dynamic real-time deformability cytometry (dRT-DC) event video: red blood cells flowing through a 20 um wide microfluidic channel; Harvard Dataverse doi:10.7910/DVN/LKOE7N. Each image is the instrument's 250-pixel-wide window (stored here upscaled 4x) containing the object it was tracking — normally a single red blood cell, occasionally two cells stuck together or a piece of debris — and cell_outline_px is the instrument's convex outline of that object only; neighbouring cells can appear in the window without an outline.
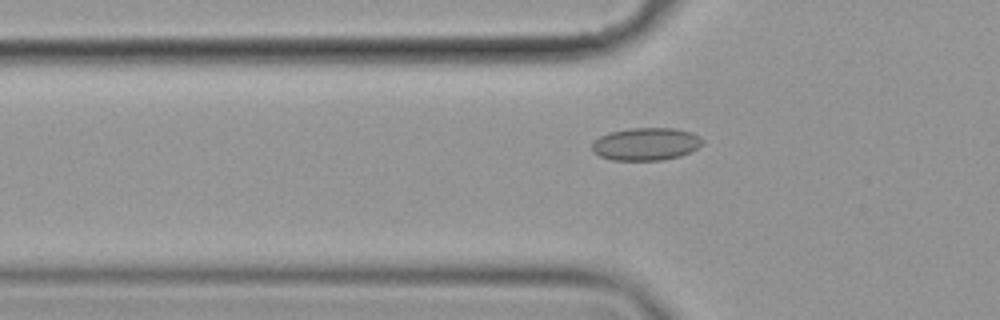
{"species": "common noctule bat (a hibernating species)", "species_latin": "Nyctalus noctula", "temperature_condition": "cold", "stored_images_in_passage": 54, "camera_frame_rate_fps": 3000, "um_per_image_px": 0.085, "animal": {"sex": "female", "body_mass_g": 19.9}, "frame": {"image": 1, "passage_image": 20, "time_ms": 6.333, "image_size_px": [1000, 320], "cell_outline_px": [[704, 144], [680, 156], [664, 160], [612, 160], [600, 156], [592, 152], [592, 144], [600, 136], [608, 132], [628, 128], [676, 128], [692, 132], [700, 136], [704, 140]], "centroid_in_image_um": [54.92, 12.23], "position_along_channel_um": 70.9, "area_um2": 21.21}}
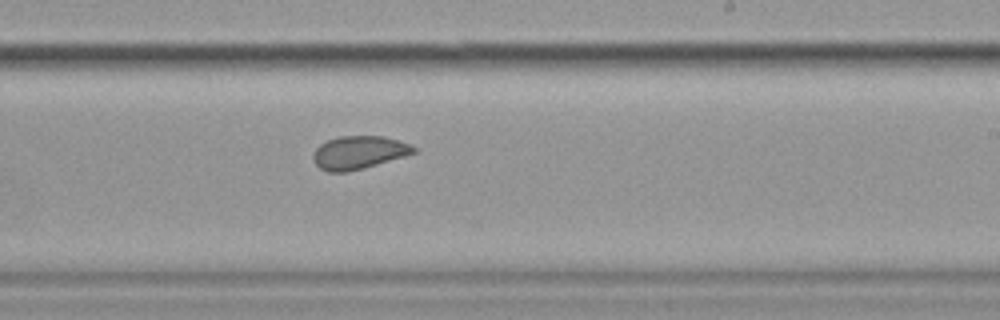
{"frame": {"image": 2, "passage_image": 36, "time_ms": 11.667, "image_size_px": [1000, 320], "cell_outline_px": [[416, 152], [404, 156], [364, 168], [348, 172], [328, 172], [320, 168], [312, 160], [312, 152], [320, 144], [328, 140], [340, 136], [384, 136], [408, 144], [416, 148]], "centroid_in_image_um": [30.44, 12.97], "position_along_channel_um": 258.6, "area_um2": 19.31}}
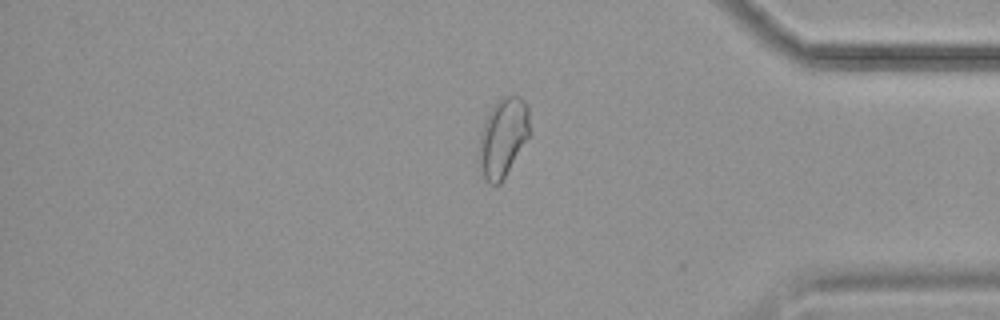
{"frame": {"image": 3, "passage_image": 49, "time_ms": 16.0, "image_size_px": [1000, 320], "cell_outline_px": [[532, 136], [500, 184], [488, 184], [484, 176], [480, 160], [480, 132], [484, 120], [492, 104], [496, 100], [504, 96], [520, 96], [528, 104], [532, 132]], "centroid_in_image_um": [42.83, 11.63], "position_along_channel_um": 392.4, "area_um2": 23.99}, "authors_computed_cell_mechanics": {"area_um2": 20.8369, "velocity_mm_per_s": 3.529, "shape_relaxation_time_tau1_ms": null, "shape_relaxation_time_tau2_ms": 2.0531, "deformation_change_tau1": null, "deformation_change_tau2": 0.0506}}